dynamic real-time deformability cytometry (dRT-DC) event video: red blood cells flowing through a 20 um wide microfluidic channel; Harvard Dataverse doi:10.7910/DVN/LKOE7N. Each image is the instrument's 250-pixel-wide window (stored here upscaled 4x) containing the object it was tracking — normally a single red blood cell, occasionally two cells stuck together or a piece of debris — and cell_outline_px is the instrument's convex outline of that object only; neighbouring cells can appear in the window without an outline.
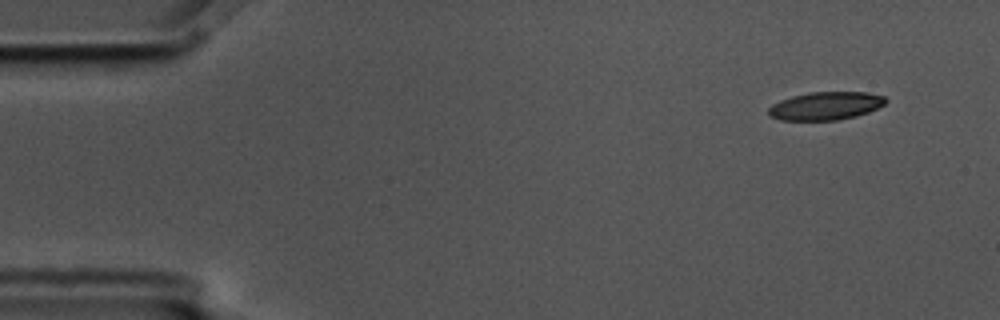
{"species": "common noctule bat (a hibernating species)", "species_latin": "Nyctalus noctula", "temperature_condition": "cold", "stored_images_in_passage": 4, "camera_frame_rate_fps": 3000, "um_per_image_px": 0.085, "animal": {"sex": "male", "body_mass_g": 17.5, "forearm_length_mm": 52.3}, "frame": {"image": 1, "passage_image": 1, "time_ms": 0.0, "image_size_px": [1000, 320], "cell_outline_px": [[888, 100], [884, 104], [868, 112], [856, 116], [840, 120], [780, 120], [768, 116], [768, 108], [772, 104], [780, 100], [792, 96], [808, 92], [868, 92], [884, 96]], "centroid_in_image_um": [70.16, 9.0], "position_along_channel_um": 14.8, "area_um2": 19.31}}
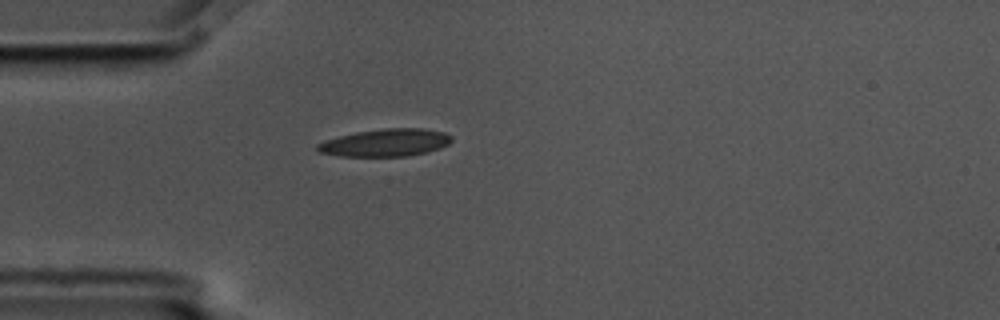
{"frame": {"image": 2, "passage_image": 4, "time_ms": 1.0, "image_size_px": [1000, 320], "cell_outline_px": [[452, 140], [448, 144], [440, 148], [408, 156], [340, 156], [320, 152], [316, 148], [316, 144], [324, 140], [356, 132], [384, 128], [424, 128], [444, 132], [452, 136]], "centroid_in_image_um": [32.77, 12.12], "position_along_channel_um": 52.2, "area_um2": 21.44}}